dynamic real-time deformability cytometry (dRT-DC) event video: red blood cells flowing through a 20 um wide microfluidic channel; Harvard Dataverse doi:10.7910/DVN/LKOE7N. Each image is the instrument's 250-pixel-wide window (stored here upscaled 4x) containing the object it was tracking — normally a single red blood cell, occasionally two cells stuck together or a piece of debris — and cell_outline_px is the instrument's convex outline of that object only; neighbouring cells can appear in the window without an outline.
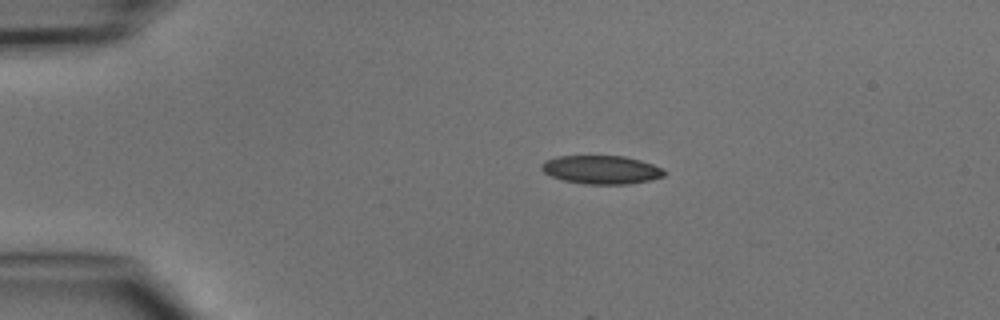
{"species": "common noctule bat (a hibernating species)", "species_latin": "Nyctalus noctula", "temperature_condition": "cold", "stored_images_in_passage": 4, "camera_frame_rate_fps": 3000, "um_per_image_px": 0.085, "animal": {"sex": "male", "body_mass_g": 15.6}, "frame": {"image": 1, "passage_image": 1, "time_ms": 0.0, "image_size_px": [1000, 320], "cell_outline_px": [[668, 172], [664, 176], [652, 180], [628, 184], [584, 184], [564, 180], [552, 176], [544, 172], [540, 168], [540, 164], [544, 160], [556, 156], [624, 156], [640, 160], [652, 164]], "centroid_in_image_um": [51.11, 14.42], "position_along_channel_um": 33.9, "area_um2": 20.46}}